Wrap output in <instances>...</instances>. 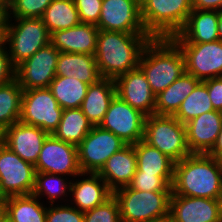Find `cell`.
Wrapping results in <instances>:
<instances>
[{
  "label": "cell",
  "mask_w": 222,
  "mask_h": 222,
  "mask_svg": "<svg viewBox=\"0 0 222 222\" xmlns=\"http://www.w3.org/2000/svg\"><path fill=\"white\" fill-rule=\"evenodd\" d=\"M6 218V204L5 199H0V222Z\"/></svg>",
  "instance_id": "45"
},
{
  "label": "cell",
  "mask_w": 222,
  "mask_h": 222,
  "mask_svg": "<svg viewBox=\"0 0 222 222\" xmlns=\"http://www.w3.org/2000/svg\"><path fill=\"white\" fill-rule=\"evenodd\" d=\"M84 222H121L119 204L112 195L103 204L84 212Z\"/></svg>",
  "instance_id": "37"
},
{
  "label": "cell",
  "mask_w": 222,
  "mask_h": 222,
  "mask_svg": "<svg viewBox=\"0 0 222 222\" xmlns=\"http://www.w3.org/2000/svg\"><path fill=\"white\" fill-rule=\"evenodd\" d=\"M192 8L195 10L221 11L222 0H192Z\"/></svg>",
  "instance_id": "42"
},
{
  "label": "cell",
  "mask_w": 222,
  "mask_h": 222,
  "mask_svg": "<svg viewBox=\"0 0 222 222\" xmlns=\"http://www.w3.org/2000/svg\"><path fill=\"white\" fill-rule=\"evenodd\" d=\"M176 44L183 52L186 73L202 82L222 77V41Z\"/></svg>",
  "instance_id": "12"
},
{
  "label": "cell",
  "mask_w": 222,
  "mask_h": 222,
  "mask_svg": "<svg viewBox=\"0 0 222 222\" xmlns=\"http://www.w3.org/2000/svg\"><path fill=\"white\" fill-rule=\"evenodd\" d=\"M39 200L33 194L7 197L6 218L10 222H46L47 206Z\"/></svg>",
  "instance_id": "27"
},
{
  "label": "cell",
  "mask_w": 222,
  "mask_h": 222,
  "mask_svg": "<svg viewBox=\"0 0 222 222\" xmlns=\"http://www.w3.org/2000/svg\"><path fill=\"white\" fill-rule=\"evenodd\" d=\"M138 67L156 96L186 73L183 52L171 38H152L143 49Z\"/></svg>",
  "instance_id": "3"
},
{
  "label": "cell",
  "mask_w": 222,
  "mask_h": 222,
  "mask_svg": "<svg viewBox=\"0 0 222 222\" xmlns=\"http://www.w3.org/2000/svg\"><path fill=\"white\" fill-rule=\"evenodd\" d=\"M52 0H10L8 18H41Z\"/></svg>",
  "instance_id": "36"
},
{
  "label": "cell",
  "mask_w": 222,
  "mask_h": 222,
  "mask_svg": "<svg viewBox=\"0 0 222 222\" xmlns=\"http://www.w3.org/2000/svg\"><path fill=\"white\" fill-rule=\"evenodd\" d=\"M99 30L125 33H147L137 0H103L96 26Z\"/></svg>",
  "instance_id": "15"
},
{
  "label": "cell",
  "mask_w": 222,
  "mask_h": 222,
  "mask_svg": "<svg viewBox=\"0 0 222 222\" xmlns=\"http://www.w3.org/2000/svg\"><path fill=\"white\" fill-rule=\"evenodd\" d=\"M50 204L47 207L46 222H84V212L64 203Z\"/></svg>",
  "instance_id": "38"
},
{
  "label": "cell",
  "mask_w": 222,
  "mask_h": 222,
  "mask_svg": "<svg viewBox=\"0 0 222 222\" xmlns=\"http://www.w3.org/2000/svg\"><path fill=\"white\" fill-rule=\"evenodd\" d=\"M16 68L12 65L6 45L0 40V85L15 79Z\"/></svg>",
  "instance_id": "40"
},
{
  "label": "cell",
  "mask_w": 222,
  "mask_h": 222,
  "mask_svg": "<svg viewBox=\"0 0 222 222\" xmlns=\"http://www.w3.org/2000/svg\"><path fill=\"white\" fill-rule=\"evenodd\" d=\"M137 158V171L157 176H174V161L144 140L133 144Z\"/></svg>",
  "instance_id": "28"
},
{
  "label": "cell",
  "mask_w": 222,
  "mask_h": 222,
  "mask_svg": "<svg viewBox=\"0 0 222 222\" xmlns=\"http://www.w3.org/2000/svg\"><path fill=\"white\" fill-rule=\"evenodd\" d=\"M173 179L174 176H157L136 171L128 186L139 191H172Z\"/></svg>",
  "instance_id": "35"
},
{
  "label": "cell",
  "mask_w": 222,
  "mask_h": 222,
  "mask_svg": "<svg viewBox=\"0 0 222 222\" xmlns=\"http://www.w3.org/2000/svg\"><path fill=\"white\" fill-rule=\"evenodd\" d=\"M35 179L34 165L21 159L6 145L0 147V192L5 198L32 194Z\"/></svg>",
  "instance_id": "10"
},
{
  "label": "cell",
  "mask_w": 222,
  "mask_h": 222,
  "mask_svg": "<svg viewBox=\"0 0 222 222\" xmlns=\"http://www.w3.org/2000/svg\"><path fill=\"white\" fill-rule=\"evenodd\" d=\"M35 170L77 177L82 173L78 163L77 146L48 135L43 142Z\"/></svg>",
  "instance_id": "14"
},
{
  "label": "cell",
  "mask_w": 222,
  "mask_h": 222,
  "mask_svg": "<svg viewBox=\"0 0 222 222\" xmlns=\"http://www.w3.org/2000/svg\"><path fill=\"white\" fill-rule=\"evenodd\" d=\"M8 9L9 6H0V40H2L7 28Z\"/></svg>",
  "instance_id": "43"
},
{
  "label": "cell",
  "mask_w": 222,
  "mask_h": 222,
  "mask_svg": "<svg viewBox=\"0 0 222 222\" xmlns=\"http://www.w3.org/2000/svg\"><path fill=\"white\" fill-rule=\"evenodd\" d=\"M63 111L49 88H33L23 91L19 121L52 135L61 121Z\"/></svg>",
  "instance_id": "8"
},
{
  "label": "cell",
  "mask_w": 222,
  "mask_h": 222,
  "mask_svg": "<svg viewBox=\"0 0 222 222\" xmlns=\"http://www.w3.org/2000/svg\"><path fill=\"white\" fill-rule=\"evenodd\" d=\"M50 36L41 18H8L2 41L9 46H6L7 52L16 68L40 48L48 45Z\"/></svg>",
  "instance_id": "5"
},
{
  "label": "cell",
  "mask_w": 222,
  "mask_h": 222,
  "mask_svg": "<svg viewBox=\"0 0 222 222\" xmlns=\"http://www.w3.org/2000/svg\"><path fill=\"white\" fill-rule=\"evenodd\" d=\"M172 191H139L129 186L113 192L121 222H147L169 214Z\"/></svg>",
  "instance_id": "6"
},
{
  "label": "cell",
  "mask_w": 222,
  "mask_h": 222,
  "mask_svg": "<svg viewBox=\"0 0 222 222\" xmlns=\"http://www.w3.org/2000/svg\"><path fill=\"white\" fill-rule=\"evenodd\" d=\"M171 195L222 199V160L191 154L175 162Z\"/></svg>",
  "instance_id": "2"
},
{
  "label": "cell",
  "mask_w": 222,
  "mask_h": 222,
  "mask_svg": "<svg viewBox=\"0 0 222 222\" xmlns=\"http://www.w3.org/2000/svg\"><path fill=\"white\" fill-rule=\"evenodd\" d=\"M58 55L59 51L49 43L18 65L15 78L21 88L24 91L33 88H49L56 77Z\"/></svg>",
  "instance_id": "13"
},
{
  "label": "cell",
  "mask_w": 222,
  "mask_h": 222,
  "mask_svg": "<svg viewBox=\"0 0 222 222\" xmlns=\"http://www.w3.org/2000/svg\"><path fill=\"white\" fill-rule=\"evenodd\" d=\"M92 128L93 125L81 108L65 109L57 129L52 135L61 141L78 146Z\"/></svg>",
  "instance_id": "29"
},
{
  "label": "cell",
  "mask_w": 222,
  "mask_h": 222,
  "mask_svg": "<svg viewBox=\"0 0 222 222\" xmlns=\"http://www.w3.org/2000/svg\"><path fill=\"white\" fill-rule=\"evenodd\" d=\"M222 126V112L213 110L185 124L186 141L191 154H208Z\"/></svg>",
  "instance_id": "19"
},
{
  "label": "cell",
  "mask_w": 222,
  "mask_h": 222,
  "mask_svg": "<svg viewBox=\"0 0 222 222\" xmlns=\"http://www.w3.org/2000/svg\"><path fill=\"white\" fill-rule=\"evenodd\" d=\"M115 95L116 85L113 79L101 78L88 86L80 108L93 126H99L103 121Z\"/></svg>",
  "instance_id": "24"
},
{
  "label": "cell",
  "mask_w": 222,
  "mask_h": 222,
  "mask_svg": "<svg viewBox=\"0 0 222 222\" xmlns=\"http://www.w3.org/2000/svg\"><path fill=\"white\" fill-rule=\"evenodd\" d=\"M126 144L114 133L93 126L77 146L78 163L83 173H99L111 155Z\"/></svg>",
  "instance_id": "9"
},
{
  "label": "cell",
  "mask_w": 222,
  "mask_h": 222,
  "mask_svg": "<svg viewBox=\"0 0 222 222\" xmlns=\"http://www.w3.org/2000/svg\"><path fill=\"white\" fill-rule=\"evenodd\" d=\"M143 140L174 162L191 155L186 141L185 125L174 116H146Z\"/></svg>",
  "instance_id": "7"
},
{
  "label": "cell",
  "mask_w": 222,
  "mask_h": 222,
  "mask_svg": "<svg viewBox=\"0 0 222 222\" xmlns=\"http://www.w3.org/2000/svg\"><path fill=\"white\" fill-rule=\"evenodd\" d=\"M41 19L50 35L81 23L73 0H52Z\"/></svg>",
  "instance_id": "31"
},
{
  "label": "cell",
  "mask_w": 222,
  "mask_h": 222,
  "mask_svg": "<svg viewBox=\"0 0 222 222\" xmlns=\"http://www.w3.org/2000/svg\"><path fill=\"white\" fill-rule=\"evenodd\" d=\"M2 222H10L7 218H5Z\"/></svg>",
  "instance_id": "51"
},
{
  "label": "cell",
  "mask_w": 222,
  "mask_h": 222,
  "mask_svg": "<svg viewBox=\"0 0 222 222\" xmlns=\"http://www.w3.org/2000/svg\"><path fill=\"white\" fill-rule=\"evenodd\" d=\"M5 130L0 126V147L4 145Z\"/></svg>",
  "instance_id": "48"
},
{
  "label": "cell",
  "mask_w": 222,
  "mask_h": 222,
  "mask_svg": "<svg viewBox=\"0 0 222 222\" xmlns=\"http://www.w3.org/2000/svg\"><path fill=\"white\" fill-rule=\"evenodd\" d=\"M137 171V158L134 146L126 144L109 157L104 167L98 173L114 192L130 184Z\"/></svg>",
  "instance_id": "23"
},
{
  "label": "cell",
  "mask_w": 222,
  "mask_h": 222,
  "mask_svg": "<svg viewBox=\"0 0 222 222\" xmlns=\"http://www.w3.org/2000/svg\"><path fill=\"white\" fill-rule=\"evenodd\" d=\"M88 86L73 77L56 76L50 83L49 89L58 105L65 110L81 107Z\"/></svg>",
  "instance_id": "30"
},
{
  "label": "cell",
  "mask_w": 222,
  "mask_h": 222,
  "mask_svg": "<svg viewBox=\"0 0 222 222\" xmlns=\"http://www.w3.org/2000/svg\"><path fill=\"white\" fill-rule=\"evenodd\" d=\"M0 199H6L0 192Z\"/></svg>",
  "instance_id": "50"
},
{
  "label": "cell",
  "mask_w": 222,
  "mask_h": 222,
  "mask_svg": "<svg viewBox=\"0 0 222 222\" xmlns=\"http://www.w3.org/2000/svg\"><path fill=\"white\" fill-rule=\"evenodd\" d=\"M56 76L73 77L88 85L102 78L97 68L95 55L67 52H59Z\"/></svg>",
  "instance_id": "25"
},
{
  "label": "cell",
  "mask_w": 222,
  "mask_h": 222,
  "mask_svg": "<svg viewBox=\"0 0 222 222\" xmlns=\"http://www.w3.org/2000/svg\"><path fill=\"white\" fill-rule=\"evenodd\" d=\"M214 110L222 112V77L204 81Z\"/></svg>",
  "instance_id": "41"
},
{
  "label": "cell",
  "mask_w": 222,
  "mask_h": 222,
  "mask_svg": "<svg viewBox=\"0 0 222 222\" xmlns=\"http://www.w3.org/2000/svg\"><path fill=\"white\" fill-rule=\"evenodd\" d=\"M65 177V175L60 174L36 172L35 187L32 194L39 198L40 201L41 197L47 196L46 199H49L47 201L49 205L54 204L59 198L64 202L67 201L64 197H69L68 195H70L72 180L68 181V177Z\"/></svg>",
  "instance_id": "33"
},
{
  "label": "cell",
  "mask_w": 222,
  "mask_h": 222,
  "mask_svg": "<svg viewBox=\"0 0 222 222\" xmlns=\"http://www.w3.org/2000/svg\"><path fill=\"white\" fill-rule=\"evenodd\" d=\"M169 214L176 222H222V199L171 195Z\"/></svg>",
  "instance_id": "17"
},
{
  "label": "cell",
  "mask_w": 222,
  "mask_h": 222,
  "mask_svg": "<svg viewBox=\"0 0 222 222\" xmlns=\"http://www.w3.org/2000/svg\"><path fill=\"white\" fill-rule=\"evenodd\" d=\"M0 6H10V0H0Z\"/></svg>",
  "instance_id": "49"
},
{
  "label": "cell",
  "mask_w": 222,
  "mask_h": 222,
  "mask_svg": "<svg viewBox=\"0 0 222 222\" xmlns=\"http://www.w3.org/2000/svg\"><path fill=\"white\" fill-rule=\"evenodd\" d=\"M209 156L214 157L218 160H222V126L216 140V143L212 150L208 153Z\"/></svg>",
  "instance_id": "44"
},
{
  "label": "cell",
  "mask_w": 222,
  "mask_h": 222,
  "mask_svg": "<svg viewBox=\"0 0 222 222\" xmlns=\"http://www.w3.org/2000/svg\"><path fill=\"white\" fill-rule=\"evenodd\" d=\"M145 119L146 115L115 95L99 126L133 145L144 139Z\"/></svg>",
  "instance_id": "11"
},
{
  "label": "cell",
  "mask_w": 222,
  "mask_h": 222,
  "mask_svg": "<svg viewBox=\"0 0 222 222\" xmlns=\"http://www.w3.org/2000/svg\"><path fill=\"white\" fill-rule=\"evenodd\" d=\"M79 177L81 178L80 180ZM75 178L71 181L70 185V197L72 199L67 200L70 202L69 204L79 211L85 212L91 210L103 204L113 195L107 183L98 173L82 172L78 175V179Z\"/></svg>",
  "instance_id": "20"
},
{
  "label": "cell",
  "mask_w": 222,
  "mask_h": 222,
  "mask_svg": "<svg viewBox=\"0 0 222 222\" xmlns=\"http://www.w3.org/2000/svg\"><path fill=\"white\" fill-rule=\"evenodd\" d=\"M114 81L117 96L146 116L155 114L156 95L139 67L118 76Z\"/></svg>",
  "instance_id": "16"
},
{
  "label": "cell",
  "mask_w": 222,
  "mask_h": 222,
  "mask_svg": "<svg viewBox=\"0 0 222 222\" xmlns=\"http://www.w3.org/2000/svg\"><path fill=\"white\" fill-rule=\"evenodd\" d=\"M151 39L148 33L99 30L95 59L100 76L115 80L136 69L143 49Z\"/></svg>",
  "instance_id": "1"
},
{
  "label": "cell",
  "mask_w": 222,
  "mask_h": 222,
  "mask_svg": "<svg viewBox=\"0 0 222 222\" xmlns=\"http://www.w3.org/2000/svg\"><path fill=\"white\" fill-rule=\"evenodd\" d=\"M219 11L193 9L183 28L171 39L175 43H208L219 40Z\"/></svg>",
  "instance_id": "21"
},
{
  "label": "cell",
  "mask_w": 222,
  "mask_h": 222,
  "mask_svg": "<svg viewBox=\"0 0 222 222\" xmlns=\"http://www.w3.org/2000/svg\"><path fill=\"white\" fill-rule=\"evenodd\" d=\"M99 29L92 24L80 23L72 28L51 34L50 43L59 51L95 55Z\"/></svg>",
  "instance_id": "22"
},
{
  "label": "cell",
  "mask_w": 222,
  "mask_h": 222,
  "mask_svg": "<svg viewBox=\"0 0 222 222\" xmlns=\"http://www.w3.org/2000/svg\"><path fill=\"white\" fill-rule=\"evenodd\" d=\"M213 110L206 83L200 81L193 92L181 103L174 117L185 125L192 119Z\"/></svg>",
  "instance_id": "34"
},
{
  "label": "cell",
  "mask_w": 222,
  "mask_h": 222,
  "mask_svg": "<svg viewBox=\"0 0 222 222\" xmlns=\"http://www.w3.org/2000/svg\"><path fill=\"white\" fill-rule=\"evenodd\" d=\"M218 34H219V40L222 41V10L219 11Z\"/></svg>",
  "instance_id": "47"
},
{
  "label": "cell",
  "mask_w": 222,
  "mask_h": 222,
  "mask_svg": "<svg viewBox=\"0 0 222 222\" xmlns=\"http://www.w3.org/2000/svg\"><path fill=\"white\" fill-rule=\"evenodd\" d=\"M199 82L193 75L184 73L156 96L155 114L174 116Z\"/></svg>",
  "instance_id": "26"
},
{
  "label": "cell",
  "mask_w": 222,
  "mask_h": 222,
  "mask_svg": "<svg viewBox=\"0 0 222 222\" xmlns=\"http://www.w3.org/2000/svg\"><path fill=\"white\" fill-rule=\"evenodd\" d=\"M81 23L97 26L103 0H73Z\"/></svg>",
  "instance_id": "39"
},
{
  "label": "cell",
  "mask_w": 222,
  "mask_h": 222,
  "mask_svg": "<svg viewBox=\"0 0 222 222\" xmlns=\"http://www.w3.org/2000/svg\"><path fill=\"white\" fill-rule=\"evenodd\" d=\"M23 91L16 78L0 85V126L4 130L19 122Z\"/></svg>",
  "instance_id": "32"
},
{
  "label": "cell",
  "mask_w": 222,
  "mask_h": 222,
  "mask_svg": "<svg viewBox=\"0 0 222 222\" xmlns=\"http://www.w3.org/2000/svg\"><path fill=\"white\" fill-rule=\"evenodd\" d=\"M49 134L41 128L16 122L5 129L4 145L21 159L35 166L44 140Z\"/></svg>",
  "instance_id": "18"
},
{
  "label": "cell",
  "mask_w": 222,
  "mask_h": 222,
  "mask_svg": "<svg viewBox=\"0 0 222 222\" xmlns=\"http://www.w3.org/2000/svg\"><path fill=\"white\" fill-rule=\"evenodd\" d=\"M141 20L152 38H171L185 25L192 0H137Z\"/></svg>",
  "instance_id": "4"
},
{
  "label": "cell",
  "mask_w": 222,
  "mask_h": 222,
  "mask_svg": "<svg viewBox=\"0 0 222 222\" xmlns=\"http://www.w3.org/2000/svg\"><path fill=\"white\" fill-rule=\"evenodd\" d=\"M147 222H176L175 219L170 215L163 216L161 218L153 219Z\"/></svg>",
  "instance_id": "46"
}]
</instances>
